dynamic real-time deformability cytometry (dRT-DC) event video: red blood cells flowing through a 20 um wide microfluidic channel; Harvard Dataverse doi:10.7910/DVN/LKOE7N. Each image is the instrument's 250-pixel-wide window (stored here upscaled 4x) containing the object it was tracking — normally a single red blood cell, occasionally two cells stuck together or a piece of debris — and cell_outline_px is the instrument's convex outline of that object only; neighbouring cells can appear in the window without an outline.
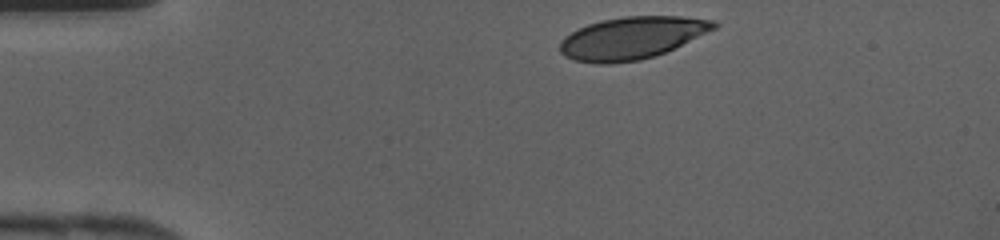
{"species": "human", "species_latin": "Homo sapiens", "temperature_condition": "cold", "stored_images_in_passage": 28, "camera_frame_rate_fps": 3000, "um_per_image_px": 0.085, "donor": {"sex": "female"}, "frame": {"image": 1, "passage_image": 1, "time_ms": 0.0, "image_size_px": [1000, 240], "cell_outline_px": [[720, 24], [716, 28], [664, 52], [640, 60], [608, 64], [596, 64], [576, 60], [564, 56], [560, 52], [560, 40], [564, 36], [588, 24], [600, 20], [624, 16], [680, 16], [716, 20]], "centroid_in_image_um": [53.69, 3.21], "position_along_channel_um": 31.3, "area_um2": 37.8}}
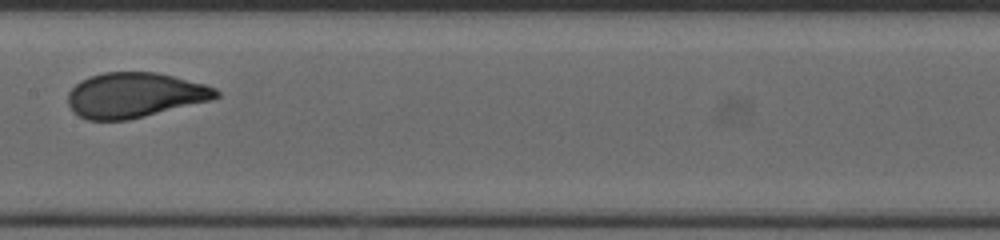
{"frame": {"image": 2, "passage_image": 15, "time_ms": 4.667, "image_size_px": [1000, 240], "cell_outline_px": [[220, 96], [212, 100], [128, 120], [88, 120], [72, 112], [68, 104], [68, 92], [80, 80], [104, 72], [156, 72], [204, 84], [216, 88], [220, 92]], "centroid_in_image_um": [11.44, 8.09], "position_along_channel_um": 196.0, "area_um2": 38.84}}
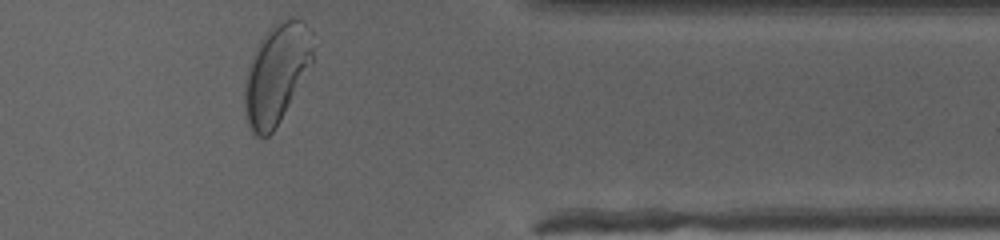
{"frame": {"image": 3, "passage_image": 28, "time_ms": 9.0, "image_size_px": [1000, 240], "cell_outline_px": [[312, 60], [280, 120], [272, 132], [268, 136], [260, 140], [252, 136], [244, 116], [244, 84], [248, 64], [260, 40], [268, 28], [280, 20], [288, 16], [292, 16], [304, 20], [312, 48]], "centroid_in_image_um": [23.41, 6.31], "position_along_channel_um": 388.0, "area_um2": 39.48}}